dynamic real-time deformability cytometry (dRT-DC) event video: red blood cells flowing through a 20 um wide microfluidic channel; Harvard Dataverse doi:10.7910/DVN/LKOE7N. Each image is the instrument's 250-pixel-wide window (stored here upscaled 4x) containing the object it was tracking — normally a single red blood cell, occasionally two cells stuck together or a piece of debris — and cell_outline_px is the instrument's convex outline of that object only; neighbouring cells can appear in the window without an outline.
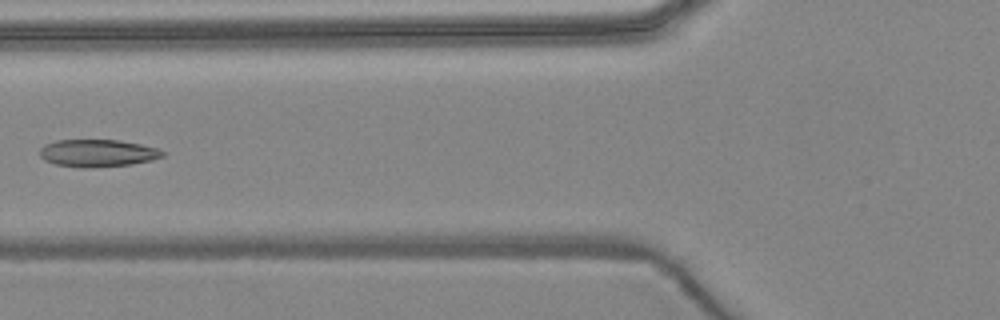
{"species": "common noctule bat (a hibernating species)", "species_latin": "Nyctalus noctula", "temperature_condition": "warm", "stored_images_in_passage": 5, "camera_frame_rate_fps": 3000, "um_per_image_px": 0.085, "animal": {"sex": "female", "body_mass_g": 24.6, "forearm_length_mm": 56.2}, "frame": {"image": 1, "passage_image": 5, "time_ms": 4.667, "image_size_px": [1000, 320], "cell_outline_px": [[164, 156], [152, 160], [132, 164], [88, 168], [84, 168], [56, 164], [44, 160], [40, 156], [40, 148], [44, 144], [56, 140], [116, 140], [140, 144], [156, 148], [164, 152]], "centroid_in_image_um": [8.27, 13.01], "position_along_channel_um": 117.5, "area_um2": 19.54}}